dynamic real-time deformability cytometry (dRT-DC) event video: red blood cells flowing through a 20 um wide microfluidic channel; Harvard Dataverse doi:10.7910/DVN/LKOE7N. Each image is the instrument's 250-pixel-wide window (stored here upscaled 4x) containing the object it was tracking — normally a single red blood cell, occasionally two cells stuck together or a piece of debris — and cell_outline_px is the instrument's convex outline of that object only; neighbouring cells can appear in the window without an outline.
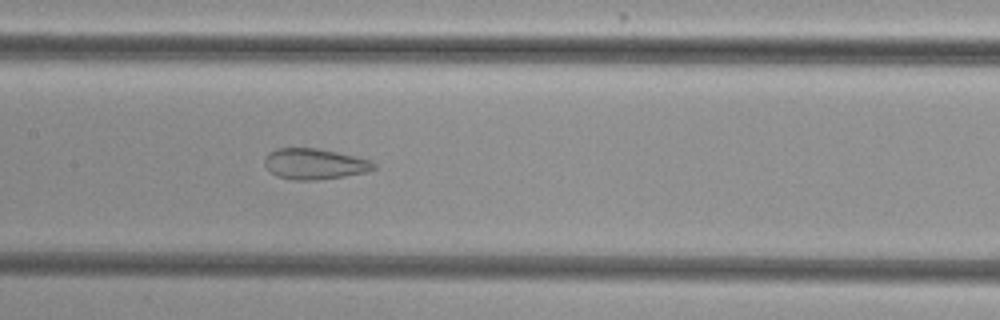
{"species": "common noctule bat (a hibernating species)", "species_latin": "Nyctalus noctula", "temperature_condition": "cold", "stored_images_in_passage": 43, "camera_frame_rate_fps": 3000, "um_per_image_px": 0.085, "animal": {"sex": "female", "body_mass_g": 29.2, "forearm_length_mm": 56.3}, "frame": {"image": 1, "passage_image": 16, "time_ms": 5.0, "image_size_px": [1000, 320], "cell_outline_px": [[376, 168], [368, 172], [344, 176], [316, 180], [292, 180], [276, 176], [264, 164], [264, 156], [268, 152], [276, 148], [316, 148], [336, 152], [372, 160], [376, 164]], "centroid_in_image_um": [26.73, 13.93], "position_along_channel_um": 180.7, "area_um2": 19.71}}
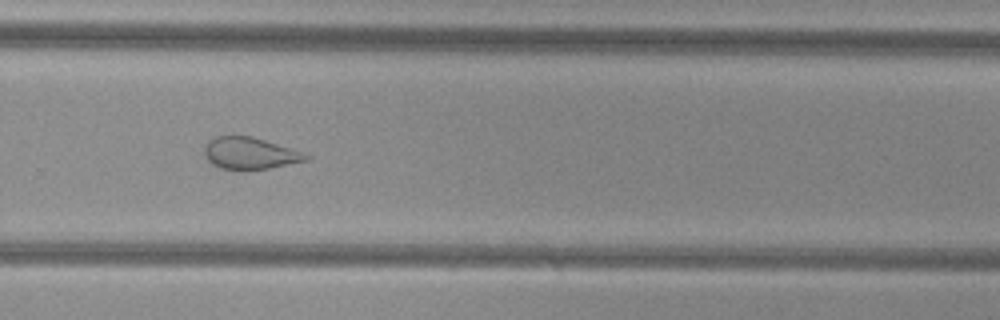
{"frame": {"image": 2, "passage_image": 26, "time_ms": 8.333, "image_size_px": [1000, 320], "cell_outline_px": [[312, 156], [308, 160], [268, 168], [244, 172], [240, 172], [220, 168], [212, 164], [208, 160], [204, 152], [204, 148], [208, 140], [216, 136], [252, 136], [304, 152]], "centroid_in_image_um": [21.23, 13.06], "position_along_channel_um": 308.6, "area_um2": 19.25}}
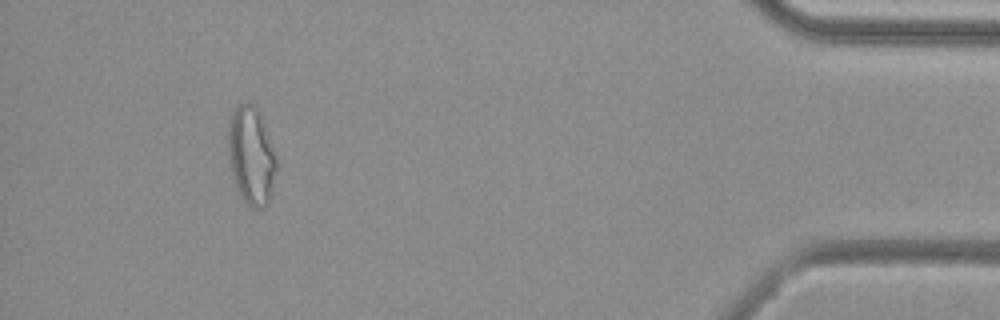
{"frame": {"image": 3, "passage_image": 39, "time_ms": 12.667, "image_size_px": [1000, 320], "cell_outline_px": [[276, 172], [272, 192], [268, 204], [264, 208], [252, 208], [240, 196], [232, 180], [228, 156], [228, 128], [232, 112], [236, 104], [248, 100], [260, 112], [276, 156]], "centroid_in_image_um": [21.34, 13.23], "position_along_channel_um": 413.9, "area_um2": 28.09}, "authors_computed_cell_mechanics": {"area_um2": 23.9292, "velocity_mm_per_s": 3.8436, "shape_relaxation_time_tau1_ms": null, "shape_relaxation_time_tau2_ms": 1.6135, "deformation_change_tau1": null, "deformation_change_tau2": 0.0914}}